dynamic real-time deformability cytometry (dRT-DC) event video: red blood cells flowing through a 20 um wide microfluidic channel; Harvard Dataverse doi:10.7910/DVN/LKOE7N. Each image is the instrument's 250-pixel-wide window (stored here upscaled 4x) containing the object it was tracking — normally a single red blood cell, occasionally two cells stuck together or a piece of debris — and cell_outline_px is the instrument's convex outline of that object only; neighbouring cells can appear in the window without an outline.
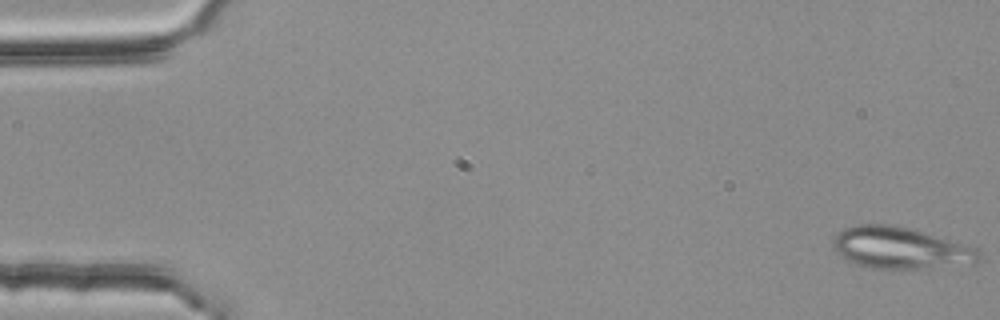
{"species": "common noctule bat (a hibernating species)", "species_latin": "Nyctalus noctula", "temperature_condition": "room temperature", "stored_images_in_passage": 52, "segment_of_instrument_passage": [1, 2], "camera_frame_rate_fps": 3000, "um_per_image_px": 0.085, "animal": {"sex": "female", "body_mass_g": 25.1}, "frame": {"image": 1, "passage_image": 1, "time_ms": 0.0, "image_size_px": [1000, 320], "cell_outline_px": [[980, 260], [976, 264], [916, 268], [872, 268], [856, 264], [848, 260], [836, 252], [832, 248], [832, 240], [844, 228], [856, 224], [892, 224], [924, 232], [976, 248], [980, 252]], "centroid_in_image_um": [76.52, 21.07], "position_along_channel_um": 8.5, "area_um2": 35.14}}